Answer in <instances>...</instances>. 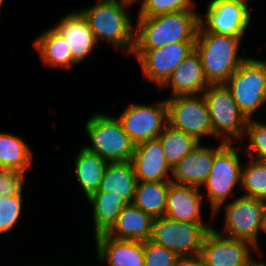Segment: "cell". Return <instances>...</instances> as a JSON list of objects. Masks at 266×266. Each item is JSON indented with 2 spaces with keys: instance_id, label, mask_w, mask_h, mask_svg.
<instances>
[{
  "instance_id": "1",
  "label": "cell",
  "mask_w": 266,
  "mask_h": 266,
  "mask_svg": "<svg viewBox=\"0 0 266 266\" xmlns=\"http://www.w3.org/2000/svg\"><path fill=\"white\" fill-rule=\"evenodd\" d=\"M200 16L194 11H176L138 17L133 50H151L177 42H195Z\"/></svg>"
},
{
  "instance_id": "2",
  "label": "cell",
  "mask_w": 266,
  "mask_h": 266,
  "mask_svg": "<svg viewBox=\"0 0 266 266\" xmlns=\"http://www.w3.org/2000/svg\"><path fill=\"white\" fill-rule=\"evenodd\" d=\"M132 3L131 0H98L94 6L78 12L87 21L97 42L102 38L130 54L135 33L126 8Z\"/></svg>"
},
{
  "instance_id": "3",
  "label": "cell",
  "mask_w": 266,
  "mask_h": 266,
  "mask_svg": "<svg viewBox=\"0 0 266 266\" xmlns=\"http://www.w3.org/2000/svg\"><path fill=\"white\" fill-rule=\"evenodd\" d=\"M241 38L213 32H197L195 49L200 54L209 84H224L248 58L239 57Z\"/></svg>"
},
{
  "instance_id": "4",
  "label": "cell",
  "mask_w": 266,
  "mask_h": 266,
  "mask_svg": "<svg viewBox=\"0 0 266 266\" xmlns=\"http://www.w3.org/2000/svg\"><path fill=\"white\" fill-rule=\"evenodd\" d=\"M92 146H84L108 162L131 161L135 144L124 131L118 118L94 114L85 123Z\"/></svg>"
},
{
  "instance_id": "5",
  "label": "cell",
  "mask_w": 266,
  "mask_h": 266,
  "mask_svg": "<svg viewBox=\"0 0 266 266\" xmlns=\"http://www.w3.org/2000/svg\"><path fill=\"white\" fill-rule=\"evenodd\" d=\"M247 120L266 103V61L247 58L224 83Z\"/></svg>"
},
{
  "instance_id": "6",
  "label": "cell",
  "mask_w": 266,
  "mask_h": 266,
  "mask_svg": "<svg viewBox=\"0 0 266 266\" xmlns=\"http://www.w3.org/2000/svg\"><path fill=\"white\" fill-rule=\"evenodd\" d=\"M202 95L208 106L213 134L227 143H232V137L243 138L248 120L225 84H210Z\"/></svg>"
},
{
  "instance_id": "7",
  "label": "cell",
  "mask_w": 266,
  "mask_h": 266,
  "mask_svg": "<svg viewBox=\"0 0 266 266\" xmlns=\"http://www.w3.org/2000/svg\"><path fill=\"white\" fill-rule=\"evenodd\" d=\"M211 229L206 224L182 222L161 216L154 218L149 240L178 256L197 255L200 254L204 238Z\"/></svg>"
},
{
  "instance_id": "8",
  "label": "cell",
  "mask_w": 266,
  "mask_h": 266,
  "mask_svg": "<svg viewBox=\"0 0 266 266\" xmlns=\"http://www.w3.org/2000/svg\"><path fill=\"white\" fill-rule=\"evenodd\" d=\"M231 143H226L214 157L209 177L203 183L208 189L212 215L215 216L219 208L237 183L242 184V164L239 155Z\"/></svg>"
},
{
  "instance_id": "9",
  "label": "cell",
  "mask_w": 266,
  "mask_h": 266,
  "mask_svg": "<svg viewBox=\"0 0 266 266\" xmlns=\"http://www.w3.org/2000/svg\"><path fill=\"white\" fill-rule=\"evenodd\" d=\"M225 206L227 237L247 240L258 249L259 229L264 231L266 201L242 195Z\"/></svg>"
},
{
  "instance_id": "10",
  "label": "cell",
  "mask_w": 266,
  "mask_h": 266,
  "mask_svg": "<svg viewBox=\"0 0 266 266\" xmlns=\"http://www.w3.org/2000/svg\"><path fill=\"white\" fill-rule=\"evenodd\" d=\"M247 1L211 0L207 5L205 21L200 17L198 32L242 38L251 22Z\"/></svg>"
},
{
  "instance_id": "11",
  "label": "cell",
  "mask_w": 266,
  "mask_h": 266,
  "mask_svg": "<svg viewBox=\"0 0 266 266\" xmlns=\"http://www.w3.org/2000/svg\"><path fill=\"white\" fill-rule=\"evenodd\" d=\"M168 124L173 128L193 135L199 141L204 136H215L207 103L201 94L175 96L166 99Z\"/></svg>"
},
{
  "instance_id": "12",
  "label": "cell",
  "mask_w": 266,
  "mask_h": 266,
  "mask_svg": "<svg viewBox=\"0 0 266 266\" xmlns=\"http://www.w3.org/2000/svg\"><path fill=\"white\" fill-rule=\"evenodd\" d=\"M118 119L135 145L157 139L168 124L167 102L160 100L155 106L130 104Z\"/></svg>"
},
{
  "instance_id": "13",
  "label": "cell",
  "mask_w": 266,
  "mask_h": 266,
  "mask_svg": "<svg viewBox=\"0 0 266 266\" xmlns=\"http://www.w3.org/2000/svg\"><path fill=\"white\" fill-rule=\"evenodd\" d=\"M195 50V42H177L151 50H133L145 78L161 87L179 64Z\"/></svg>"
},
{
  "instance_id": "14",
  "label": "cell",
  "mask_w": 266,
  "mask_h": 266,
  "mask_svg": "<svg viewBox=\"0 0 266 266\" xmlns=\"http://www.w3.org/2000/svg\"><path fill=\"white\" fill-rule=\"evenodd\" d=\"M250 248L257 250L247 240L223 236L212 228L204 238L200 256L204 266H244L253 260Z\"/></svg>"
},
{
  "instance_id": "15",
  "label": "cell",
  "mask_w": 266,
  "mask_h": 266,
  "mask_svg": "<svg viewBox=\"0 0 266 266\" xmlns=\"http://www.w3.org/2000/svg\"><path fill=\"white\" fill-rule=\"evenodd\" d=\"M137 182L171 181L172 168L167 163L160 140L152 139L135 145L131 158Z\"/></svg>"
},
{
  "instance_id": "16",
  "label": "cell",
  "mask_w": 266,
  "mask_h": 266,
  "mask_svg": "<svg viewBox=\"0 0 266 266\" xmlns=\"http://www.w3.org/2000/svg\"><path fill=\"white\" fill-rule=\"evenodd\" d=\"M216 148L198 144L172 169L171 182L200 187L209 177L215 154L227 143L220 142ZM173 177V178H172Z\"/></svg>"
},
{
  "instance_id": "17",
  "label": "cell",
  "mask_w": 266,
  "mask_h": 266,
  "mask_svg": "<svg viewBox=\"0 0 266 266\" xmlns=\"http://www.w3.org/2000/svg\"><path fill=\"white\" fill-rule=\"evenodd\" d=\"M171 87L172 97L202 94L210 85L196 49L188 55L161 86Z\"/></svg>"
},
{
  "instance_id": "18",
  "label": "cell",
  "mask_w": 266,
  "mask_h": 266,
  "mask_svg": "<svg viewBox=\"0 0 266 266\" xmlns=\"http://www.w3.org/2000/svg\"><path fill=\"white\" fill-rule=\"evenodd\" d=\"M199 188L171 182L166 202L165 216L182 222L205 224L201 218V201Z\"/></svg>"
},
{
  "instance_id": "19",
  "label": "cell",
  "mask_w": 266,
  "mask_h": 266,
  "mask_svg": "<svg viewBox=\"0 0 266 266\" xmlns=\"http://www.w3.org/2000/svg\"><path fill=\"white\" fill-rule=\"evenodd\" d=\"M98 258L109 266H144V242L95 236Z\"/></svg>"
},
{
  "instance_id": "20",
  "label": "cell",
  "mask_w": 266,
  "mask_h": 266,
  "mask_svg": "<svg viewBox=\"0 0 266 266\" xmlns=\"http://www.w3.org/2000/svg\"><path fill=\"white\" fill-rule=\"evenodd\" d=\"M54 26L65 38L71 50L72 65L83 60L97 44L87 21L79 12L68 13Z\"/></svg>"
},
{
  "instance_id": "21",
  "label": "cell",
  "mask_w": 266,
  "mask_h": 266,
  "mask_svg": "<svg viewBox=\"0 0 266 266\" xmlns=\"http://www.w3.org/2000/svg\"><path fill=\"white\" fill-rule=\"evenodd\" d=\"M154 218L133 203H127L105 233L119 240L145 242L150 239Z\"/></svg>"
},
{
  "instance_id": "22",
  "label": "cell",
  "mask_w": 266,
  "mask_h": 266,
  "mask_svg": "<svg viewBox=\"0 0 266 266\" xmlns=\"http://www.w3.org/2000/svg\"><path fill=\"white\" fill-rule=\"evenodd\" d=\"M137 178L130 161L109 162L96 192H110L132 203Z\"/></svg>"
},
{
  "instance_id": "23",
  "label": "cell",
  "mask_w": 266,
  "mask_h": 266,
  "mask_svg": "<svg viewBox=\"0 0 266 266\" xmlns=\"http://www.w3.org/2000/svg\"><path fill=\"white\" fill-rule=\"evenodd\" d=\"M34 45L46 65L57 68L72 66V55L68 42L55 27L43 32Z\"/></svg>"
},
{
  "instance_id": "24",
  "label": "cell",
  "mask_w": 266,
  "mask_h": 266,
  "mask_svg": "<svg viewBox=\"0 0 266 266\" xmlns=\"http://www.w3.org/2000/svg\"><path fill=\"white\" fill-rule=\"evenodd\" d=\"M88 201L93 207L95 236L106 233L127 204L121 197L110 192H94L88 197Z\"/></svg>"
},
{
  "instance_id": "25",
  "label": "cell",
  "mask_w": 266,
  "mask_h": 266,
  "mask_svg": "<svg viewBox=\"0 0 266 266\" xmlns=\"http://www.w3.org/2000/svg\"><path fill=\"white\" fill-rule=\"evenodd\" d=\"M108 161L82 147L75 159L76 177L88 198L101 183Z\"/></svg>"
},
{
  "instance_id": "26",
  "label": "cell",
  "mask_w": 266,
  "mask_h": 266,
  "mask_svg": "<svg viewBox=\"0 0 266 266\" xmlns=\"http://www.w3.org/2000/svg\"><path fill=\"white\" fill-rule=\"evenodd\" d=\"M171 181L137 182L133 204L153 218L165 216Z\"/></svg>"
},
{
  "instance_id": "27",
  "label": "cell",
  "mask_w": 266,
  "mask_h": 266,
  "mask_svg": "<svg viewBox=\"0 0 266 266\" xmlns=\"http://www.w3.org/2000/svg\"><path fill=\"white\" fill-rule=\"evenodd\" d=\"M32 154L21 138L0 133V169H12L25 174L32 164Z\"/></svg>"
},
{
  "instance_id": "28",
  "label": "cell",
  "mask_w": 266,
  "mask_h": 266,
  "mask_svg": "<svg viewBox=\"0 0 266 266\" xmlns=\"http://www.w3.org/2000/svg\"><path fill=\"white\" fill-rule=\"evenodd\" d=\"M158 139L161 142L164 157L172 169L200 142L193 135L175 129L169 124L165 126Z\"/></svg>"
},
{
  "instance_id": "29",
  "label": "cell",
  "mask_w": 266,
  "mask_h": 266,
  "mask_svg": "<svg viewBox=\"0 0 266 266\" xmlns=\"http://www.w3.org/2000/svg\"><path fill=\"white\" fill-rule=\"evenodd\" d=\"M242 167L243 196L266 201V161L253 159L246 168Z\"/></svg>"
},
{
  "instance_id": "30",
  "label": "cell",
  "mask_w": 266,
  "mask_h": 266,
  "mask_svg": "<svg viewBox=\"0 0 266 266\" xmlns=\"http://www.w3.org/2000/svg\"><path fill=\"white\" fill-rule=\"evenodd\" d=\"M192 6H194L192 0H143L138 17H152L176 11H194Z\"/></svg>"
},
{
  "instance_id": "31",
  "label": "cell",
  "mask_w": 266,
  "mask_h": 266,
  "mask_svg": "<svg viewBox=\"0 0 266 266\" xmlns=\"http://www.w3.org/2000/svg\"><path fill=\"white\" fill-rule=\"evenodd\" d=\"M22 211V192L10 197L0 196V234L10 232Z\"/></svg>"
},
{
  "instance_id": "32",
  "label": "cell",
  "mask_w": 266,
  "mask_h": 266,
  "mask_svg": "<svg viewBox=\"0 0 266 266\" xmlns=\"http://www.w3.org/2000/svg\"><path fill=\"white\" fill-rule=\"evenodd\" d=\"M179 256L150 240L144 242V266H175Z\"/></svg>"
},
{
  "instance_id": "33",
  "label": "cell",
  "mask_w": 266,
  "mask_h": 266,
  "mask_svg": "<svg viewBox=\"0 0 266 266\" xmlns=\"http://www.w3.org/2000/svg\"><path fill=\"white\" fill-rule=\"evenodd\" d=\"M245 132L249 136L247 149L257 153V160L266 161V124L250 119Z\"/></svg>"
},
{
  "instance_id": "34",
  "label": "cell",
  "mask_w": 266,
  "mask_h": 266,
  "mask_svg": "<svg viewBox=\"0 0 266 266\" xmlns=\"http://www.w3.org/2000/svg\"><path fill=\"white\" fill-rule=\"evenodd\" d=\"M24 173L12 169H0V196L19 195L23 190Z\"/></svg>"
},
{
  "instance_id": "35",
  "label": "cell",
  "mask_w": 266,
  "mask_h": 266,
  "mask_svg": "<svg viewBox=\"0 0 266 266\" xmlns=\"http://www.w3.org/2000/svg\"><path fill=\"white\" fill-rule=\"evenodd\" d=\"M175 266H204L200 254L191 256H179L176 260Z\"/></svg>"
},
{
  "instance_id": "36",
  "label": "cell",
  "mask_w": 266,
  "mask_h": 266,
  "mask_svg": "<svg viewBox=\"0 0 266 266\" xmlns=\"http://www.w3.org/2000/svg\"><path fill=\"white\" fill-rule=\"evenodd\" d=\"M244 266H257V261H255V259H253L249 264L244 265Z\"/></svg>"
},
{
  "instance_id": "37",
  "label": "cell",
  "mask_w": 266,
  "mask_h": 266,
  "mask_svg": "<svg viewBox=\"0 0 266 266\" xmlns=\"http://www.w3.org/2000/svg\"><path fill=\"white\" fill-rule=\"evenodd\" d=\"M264 231L266 232V206L264 210Z\"/></svg>"
},
{
  "instance_id": "38",
  "label": "cell",
  "mask_w": 266,
  "mask_h": 266,
  "mask_svg": "<svg viewBox=\"0 0 266 266\" xmlns=\"http://www.w3.org/2000/svg\"><path fill=\"white\" fill-rule=\"evenodd\" d=\"M257 266H266V263L257 261Z\"/></svg>"
},
{
  "instance_id": "39",
  "label": "cell",
  "mask_w": 266,
  "mask_h": 266,
  "mask_svg": "<svg viewBox=\"0 0 266 266\" xmlns=\"http://www.w3.org/2000/svg\"><path fill=\"white\" fill-rule=\"evenodd\" d=\"M4 0H0V9ZM1 11V10H0Z\"/></svg>"
}]
</instances>
